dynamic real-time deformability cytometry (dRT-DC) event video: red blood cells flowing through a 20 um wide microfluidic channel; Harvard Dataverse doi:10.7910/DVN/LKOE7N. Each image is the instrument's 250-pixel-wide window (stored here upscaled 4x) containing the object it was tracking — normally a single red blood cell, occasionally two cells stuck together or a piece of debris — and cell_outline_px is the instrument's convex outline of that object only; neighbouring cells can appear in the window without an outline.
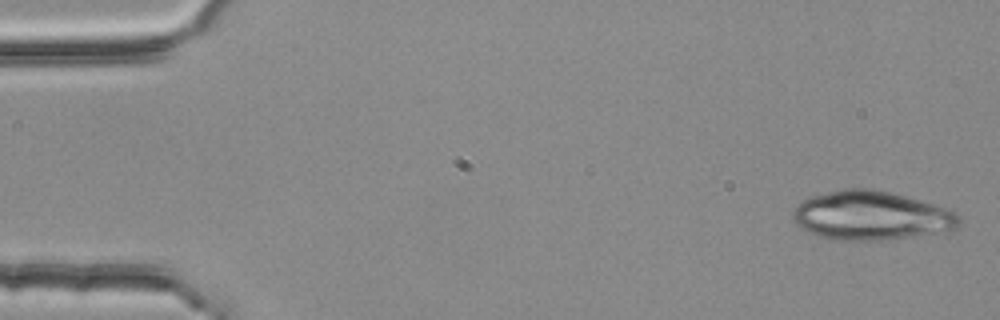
{"species": "common noctule bat (a hibernating species)", "species_latin": "Nyctalus noctula", "temperature_condition": "room temperature", "stored_images_in_passage": 3, "camera_frame_rate_fps": 3000, "um_per_image_px": 0.085, "animal": {"sex": "female", "body_mass_g": 25.1}, "frame": {"image": 1, "passage_image": 1, "time_ms": 0.0, "image_size_px": [1000, 320], "cell_outline_px": [[960, 224], [952, 232], [888, 240], [836, 240], [820, 236], [800, 228], [792, 220], [792, 212], [800, 200], [812, 196], [828, 192], [848, 188], [872, 188], [920, 200], [956, 212], [960, 216]], "centroid_in_image_um": [74.08, 18.35], "position_along_channel_um": 10.9, "area_um2": 47.86}}